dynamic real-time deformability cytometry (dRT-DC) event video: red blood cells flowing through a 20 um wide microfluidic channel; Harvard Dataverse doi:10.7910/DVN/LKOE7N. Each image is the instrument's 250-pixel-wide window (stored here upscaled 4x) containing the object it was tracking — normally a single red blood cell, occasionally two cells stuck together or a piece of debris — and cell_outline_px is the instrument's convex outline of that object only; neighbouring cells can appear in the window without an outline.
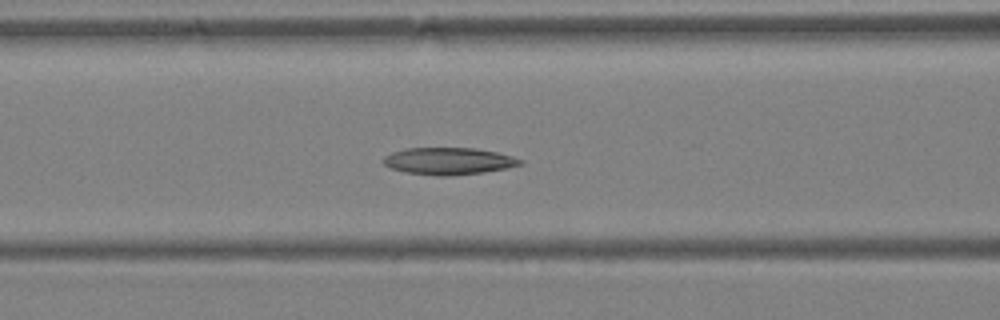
{"species": "Egyptian fruit bat (a non-hibernating species)", "species_latin": "Rousettus aegyptiacus", "temperature_condition": "warm", "stored_images_in_passage": 41, "camera_frame_rate_fps": 3000, "um_per_image_px": 0.085, "animal": {"sex": "female"}, "frame": {"image": 1, "passage_image": 17, "time_ms": 5.333, "image_size_px": [1000, 320], "cell_outline_px": [[524, 164], [484, 172], [448, 176], [436, 176], [404, 172], [392, 168], [384, 164], [384, 156], [392, 152], [404, 148], [476, 148], [496, 152], [512, 156], [524, 160]], "centroid_in_image_um": [38.14, 13.69], "position_along_channel_um": 128.5, "area_um2": 21.56}}
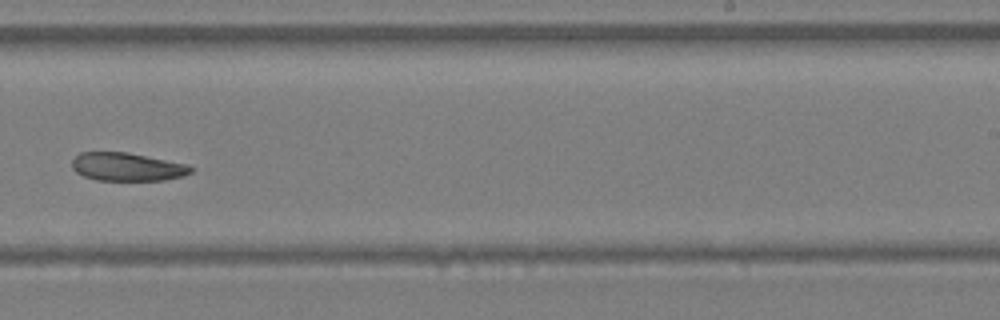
{"frame": {"image": 2, "passage_image": 26, "time_ms": 8.333, "image_size_px": [1000, 320], "cell_outline_px": [[196, 168], [192, 172], [180, 176], [164, 180], [96, 180], [84, 176], [76, 172], [72, 168], [72, 160], [80, 152], [128, 152], [184, 164]], "centroid_in_image_um": [10.77, 14.18], "position_along_channel_um": 278.2, "area_um2": 19.36}}
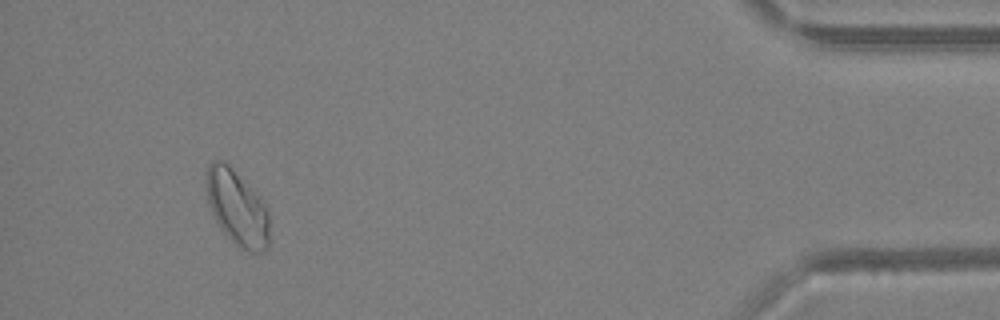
{"frame": {"image": 3, "passage_image": 38, "time_ms": 12.333, "image_size_px": [1000, 320], "cell_outline_px": [[268, 248], [264, 252], [252, 252], [240, 248], [220, 228], [208, 204], [208, 164], [212, 160], [224, 160], [252, 188], [264, 204], [268, 212]], "centroid_in_image_um": [20.17, 17.67], "position_along_channel_um": 415.0, "area_um2": 27.11}}